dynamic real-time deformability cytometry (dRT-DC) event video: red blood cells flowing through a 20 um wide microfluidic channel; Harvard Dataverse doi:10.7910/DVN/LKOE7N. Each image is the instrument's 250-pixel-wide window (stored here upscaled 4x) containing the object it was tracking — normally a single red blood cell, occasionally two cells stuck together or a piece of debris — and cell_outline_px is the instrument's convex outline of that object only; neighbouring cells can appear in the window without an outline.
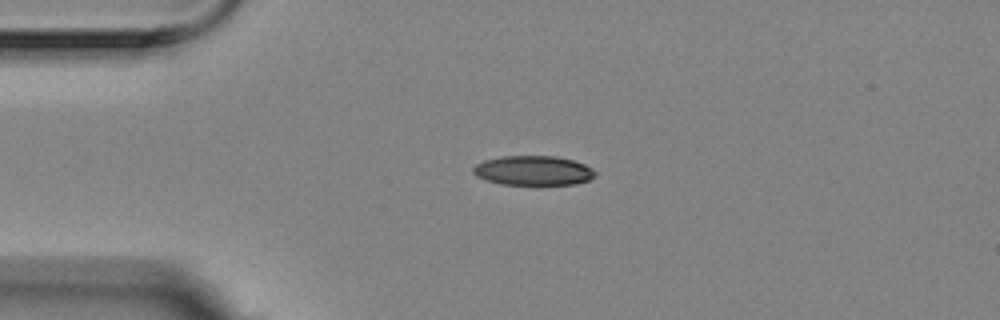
{"species": "Egyptian fruit bat (a non-hibernating species)", "species_latin": "Rousettus aegyptiacus", "temperature_condition": "room temperature", "stored_images_in_passage": 1, "camera_frame_rate_fps": 3000, "um_per_image_px": 0.085, "animal": {"sex": "female"}, "frame": {"image": 1, "passage_image": 1, "time_ms": 0.0, "image_size_px": [1000, 320], "cell_outline_px": [[596, 176], [588, 180], [576, 184], [500, 184], [476, 176], [472, 172], [472, 168], [476, 164], [484, 160], [500, 156], [556, 156], [572, 160], [584, 164], [592, 168], [596, 172]], "centroid_in_image_um": [45.32, 14.49], "position_along_channel_um": 39.7, "area_um2": 20.98}}